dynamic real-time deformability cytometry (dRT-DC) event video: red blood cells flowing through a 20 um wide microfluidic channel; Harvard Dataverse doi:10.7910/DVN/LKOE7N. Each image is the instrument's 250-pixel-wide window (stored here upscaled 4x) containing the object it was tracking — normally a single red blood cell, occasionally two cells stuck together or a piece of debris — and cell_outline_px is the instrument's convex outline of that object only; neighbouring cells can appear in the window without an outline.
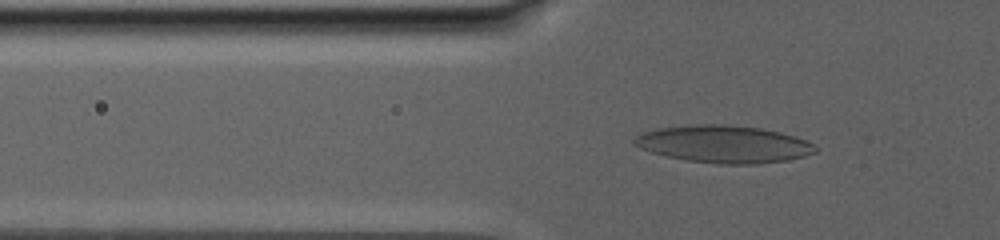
{"species": "human", "species_latin": "Homo sapiens", "temperature_condition": "warm", "stored_images_in_passage": 69, "camera_frame_rate_fps": 3000, "um_per_image_px": 0.085, "donor": {"sex": "male"}, "frame": {"image": 1, "passage_image": 15, "time_ms": 3.0, "image_size_px": [1000, 240], "cell_outline_px": [[820, 148], [816, 152], [804, 156], [788, 160], [756, 164], [720, 164], [688, 160], [668, 156], [652, 152], [640, 148], [632, 144], [632, 140], [640, 132], [656, 128], [696, 124], [724, 124], [760, 128], [780, 132], [804, 140]], "centroid_in_image_um": [61.49, 12.24], "position_along_channel_um": 64.3, "area_um2": 39.42}}
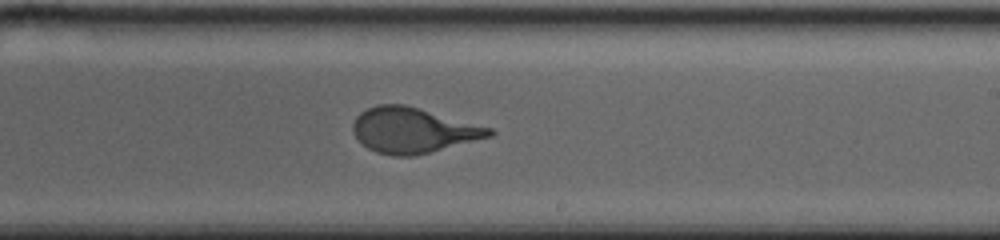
{"frame": {"image": 2, "passage_image": 47, "time_ms": 11.333, "image_size_px": [1000, 240], "cell_outline_px": [[496, 132], [492, 136], [412, 156], [392, 156], [376, 152], [368, 148], [352, 132], [352, 124], [356, 116], [360, 112], [376, 104], [404, 104], [492, 128]], "centroid_in_image_um": [35.08, 11.06], "position_along_channel_um": 253.9, "area_um2": 35.66}}
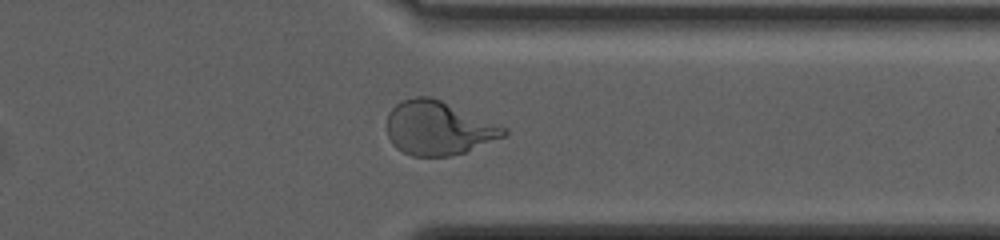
{"frame": {"image": 3, "passage_image": 68, "time_ms": 16.333, "image_size_px": [1000, 240], "cell_outline_px": [[508, 132], [504, 136], [464, 152], [452, 156], [412, 156], [396, 148], [392, 144], [388, 136], [388, 112], [400, 100], [416, 96], [432, 96], [508, 128]], "centroid_in_image_um": [37.24, 10.87], "position_along_channel_um": 374.2, "area_um2": 36.65}}